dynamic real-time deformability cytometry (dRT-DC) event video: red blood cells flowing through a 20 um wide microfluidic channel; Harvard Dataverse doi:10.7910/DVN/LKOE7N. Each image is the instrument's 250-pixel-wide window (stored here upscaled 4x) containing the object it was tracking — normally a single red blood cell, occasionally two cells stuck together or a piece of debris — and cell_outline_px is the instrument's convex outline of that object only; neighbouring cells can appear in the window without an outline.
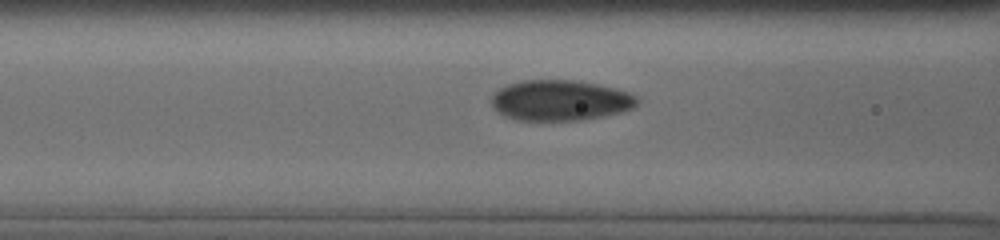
{"species": "human", "species_latin": "Homo sapiens", "temperature_condition": "cold", "stored_images_in_passage": 35, "camera_frame_rate_fps": 3000, "um_per_image_px": 0.085, "donor": {"sex": "male"}, "frame": {"image": 1, "passage_image": 9, "time_ms": 2.0, "image_size_px": [1000, 240], "cell_outline_px": [[636, 104], [632, 108], [620, 112], [604, 116], [580, 120], [516, 120], [504, 116], [492, 108], [492, 96], [500, 88], [508, 84], [520, 80], [576, 80], [616, 88], [628, 92], [636, 96]], "centroid_in_image_um": [47.58, 8.53], "position_along_channel_um": 119.0, "area_um2": 34.39}}
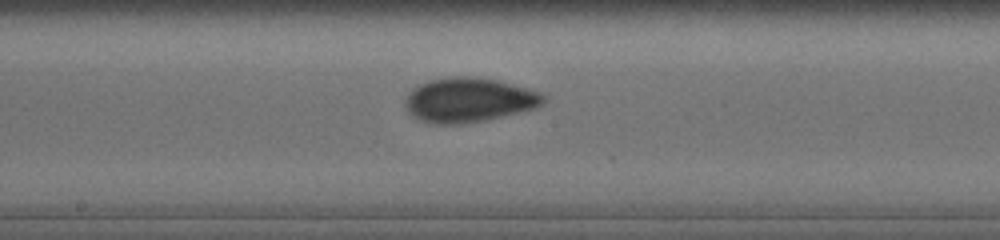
{"frame": {"image": 2, "passage_image": 19, "time_ms": 4.333, "image_size_px": [1000, 240], "cell_outline_px": [[548, 100], [544, 104], [536, 108], [484, 120], [460, 124], [432, 124], [420, 120], [408, 112], [404, 104], [404, 100], [420, 84], [432, 80], [456, 76], [476, 76], [496, 80], [528, 88], [540, 92]], "centroid_in_image_um": [39.89, 8.5], "position_along_channel_um": 208.3, "area_um2": 35.6}}
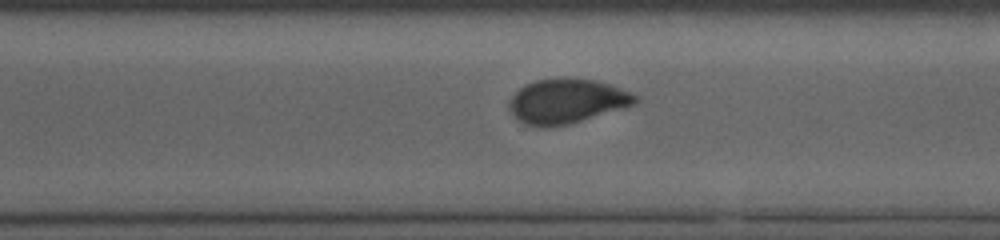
{"frame": {"image": 3, "passage_image": 32, "time_ms": 7.333, "image_size_px": [1000, 240], "cell_outline_px": [[640, 100], [636, 104], [568, 124], [544, 128], [540, 128], [524, 124], [516, 120], [512, 116], [508, 108], [508, 104], [512, 96], [524, 84], [536, 80], [560, 76], [568, 76], [596, 80], [632, 92]], "centroid_in_image_um": [48.13, 8.58], "position_along_channel_um": 322.5, "area_um2": 33.35}}